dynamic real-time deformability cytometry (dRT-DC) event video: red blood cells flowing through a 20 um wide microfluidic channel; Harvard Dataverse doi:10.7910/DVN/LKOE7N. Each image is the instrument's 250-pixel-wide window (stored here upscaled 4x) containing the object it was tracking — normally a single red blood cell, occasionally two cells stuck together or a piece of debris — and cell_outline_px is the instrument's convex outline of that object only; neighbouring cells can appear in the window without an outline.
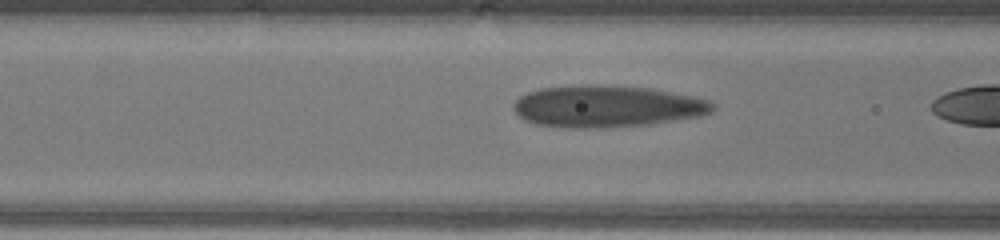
{"species": "human", "species_latin": "Homo sapiens", "temperature_condition": "warm", "stored_images_in_passage": 17, "camera_frame_rate_fps": 3000, "um_per_image_px": 0.085, "donor": {"sex": "male"}, "frame": {"image": 1, "passage_image": 16, "time_ms": 5.0, "image_size_px": [1000, 240], "cell_outline_px": [[716, 108], [712, 112], [700, 116], [652, 124], [608, 128], [568, 128], [536, 124], [524, 120], [512, 108], [516, 100], [520, 96], [528, 92], [540, 88], [580, 84], [600, 84], [652, 88], [692, 96], [708, 100], [716, 104]], "centroid_in_image_um": [51.6, 9.03], "position_along_channel_um": 115.0, "area_um2": 49.13}}